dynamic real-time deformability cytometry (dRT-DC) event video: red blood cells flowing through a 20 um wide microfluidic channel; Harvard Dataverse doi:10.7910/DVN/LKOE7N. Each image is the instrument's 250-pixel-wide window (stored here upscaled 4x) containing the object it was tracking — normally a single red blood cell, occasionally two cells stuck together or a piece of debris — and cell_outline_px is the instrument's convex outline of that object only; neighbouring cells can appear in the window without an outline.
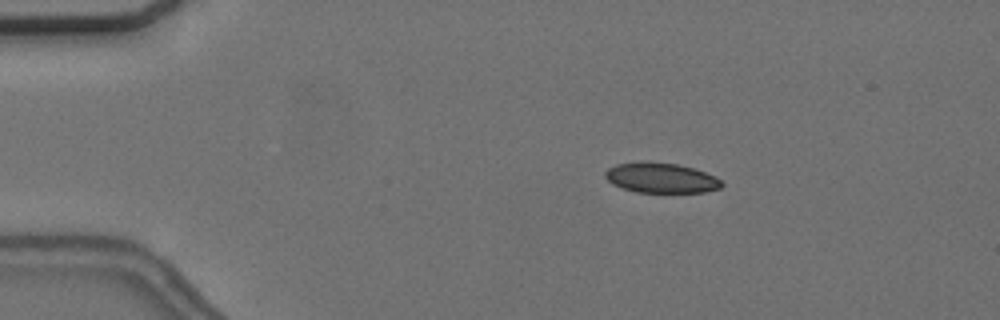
{"species": "common noctule bat (a hibernating species)", "species_latin": "Nyctalus noctula", "temperature_condition": "cold", "stored_images_in_passage": 5, "camera_frame_rate_fps": 3000, "um_per_image_px": 0.085, "animal": {"sex": "female", "body_mass_g": 24.6, "forearm_length_mm": 56.2}, "frame": {"image": 1, "passage_image": 4, "time_ms": 3.333, "image_size_px": [1000, 320], "cell_outline_px": [[724, 184], [720, 188], [704, 192], [636, 192], [612, 184], [604, 176], [604, 172], [608, 168], [616, 164], [640, 160], [676, 164], [692, 168], [716, 176]], "centroid_in_image_um": [56.15, 15.1], "position_along_channel_um": 28.8, "area_um2": 20.52}}